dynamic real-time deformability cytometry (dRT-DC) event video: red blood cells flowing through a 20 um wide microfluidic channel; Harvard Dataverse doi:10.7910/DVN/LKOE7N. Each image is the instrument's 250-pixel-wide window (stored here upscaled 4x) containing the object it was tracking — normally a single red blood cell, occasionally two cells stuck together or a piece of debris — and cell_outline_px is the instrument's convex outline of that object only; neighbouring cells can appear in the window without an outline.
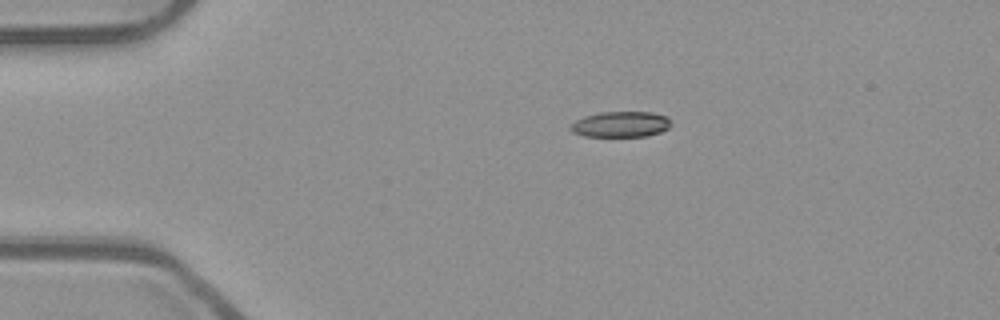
{"species": "common noctule bat (a hibernating species)", "species_latin": "Nyctalus noctula", "temperature_condition": "room temperature", "stored_images_in_passage": 43, "camera_frame_rate_fps": 3000, "um_per_image_px": 0.085, "animal": {"sex": "male", "body_mass_g": 23.1, "forearm_length_mm": 52.7}, "frame": {"image": 1, "passage_image": 1, "time_ms": 0.0, "image_size_px": [1000, 320], "cell_outline_px": [[672, 124], [668, 128], [660, 132], [644, 136], [584, 136], [572, 132], [568, 128], [576, 120], [584, 116], [600, 112], [652, 112], [668, 116]], "centroid_in_image_um": [52.77, 10.56], "position_along_channel_um": 32.2, "area_um2": 15.09}}
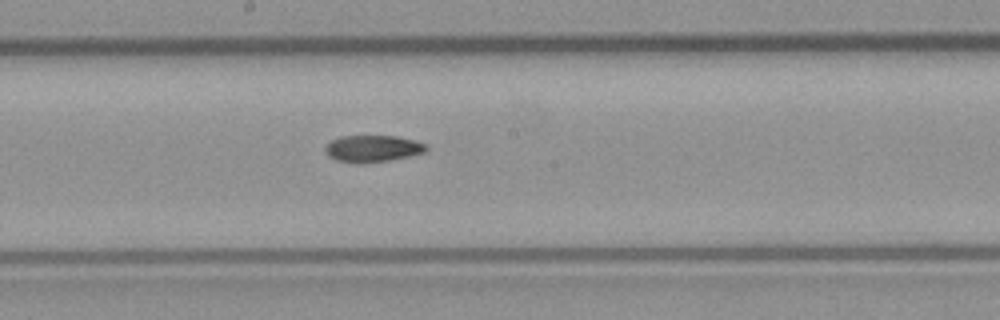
{"frame": {"image": 2, "passage_image": 19, "time_ms": 6.0, "image_size_px": [1000, 320], "cell_outline_px": [[428, 148], [424, 152], [408, 156], [388, 160], [336, 160], [328, 156], [324, 148], [332, 140], [340, 136], [396, 136], [416, 140], [428, 144]], "centroid_in_image_um": [31.73, 12.57], "position_along_channel_um": 216.5, "area_um2": 15.03}}
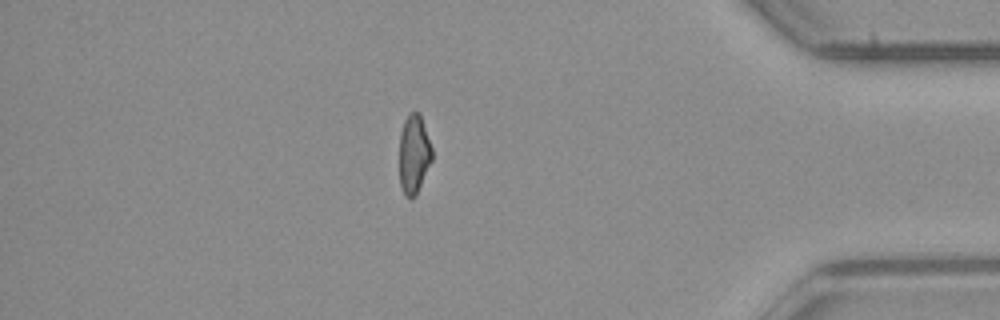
{"frame": {"image": 3, "passage_image": 36, "time_ms": 11.667, "image_size_px": [1000, 320], "cell_outline_px": [[432, 160], [416, 196], [412, 200], [404, 196], [400, 188], [400, 132], [404, 120], [408, 112], [420, 112], [432, 148]], "centroid_in_image_um": [35.18, 13.12], "position_along_channel_um": 400.0, "area_um2": 15.32}}